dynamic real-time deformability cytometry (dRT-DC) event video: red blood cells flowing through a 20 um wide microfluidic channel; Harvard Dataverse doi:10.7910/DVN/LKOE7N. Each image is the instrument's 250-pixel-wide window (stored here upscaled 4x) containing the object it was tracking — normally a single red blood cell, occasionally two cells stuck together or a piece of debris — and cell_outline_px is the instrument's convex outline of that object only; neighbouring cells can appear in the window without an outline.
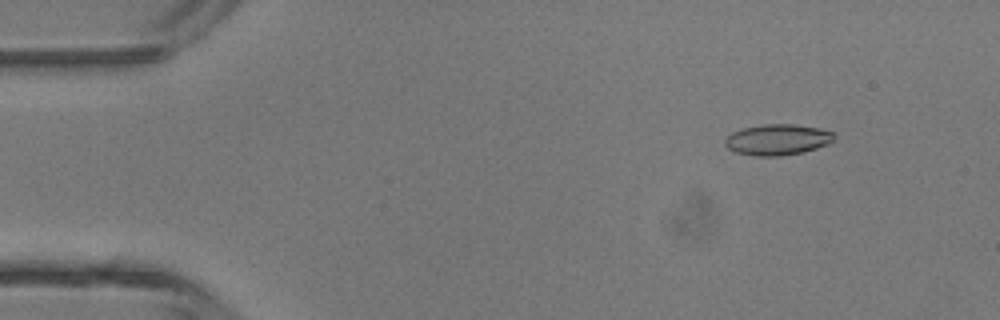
{"species": "common noctule bat (a hibernating species)", "species_latin": "Nyctalus noctula", "temperature_condition": "room temperature", "stored_images_in_passage": 42, "camera_frame_rate_fps": 3000, "um_per_image_px": 0.085, "animal": {"sex": "male", "body_mass_g": 13.3}, "frame": {"image": 1, "passage_image": 2, "time_ms": 0.333, "image_size_px": [1000, 320], "cell_outline_px": [[836, 136], [828, 144], [804, 152], [780, 156], [756, 156], [736, 152], [728, 148], [724, 144], [724, 140], [732, 132], [740, 128], [760, 124], [796, 124], [820, 128], [836, 132]], "centroid_in_image_um": [66.1, 11.85], "position_along_channel_um": 18.9, "area_um2": 19.94}}
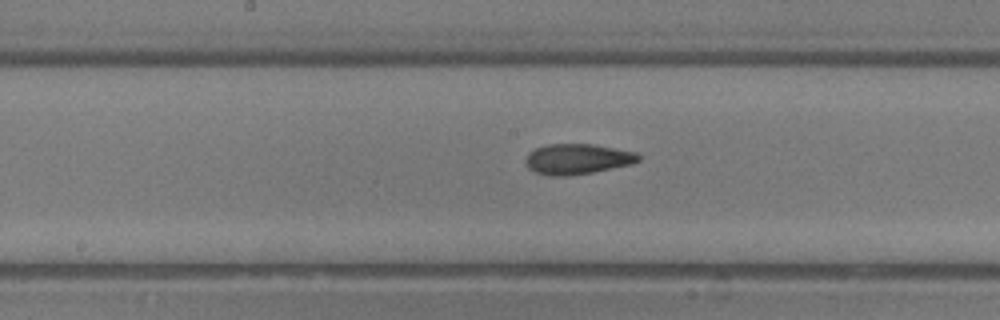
{"frame": {"image": 2, "passage_image": 20, "time_ms": 6.333, "image_size_px": [1000, 320], "cell_outline_px": [[640, 160], [632, 164], [592, 172], [568, 176], [548, 176], [536, 172], [528, 168], [524, 160], [528, 152], [536, 148], [548, 144], [592, 144], [636, 152], [640, 156]], "centroid_in_image_um": [49.05, 13.52], "position_along_channel_um": 199.2, "area_um2": 20.06}}
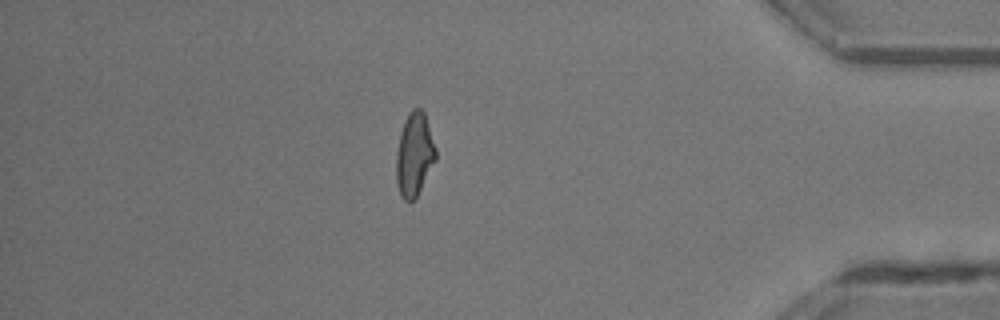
{"frame": {"image": 3, "passage_image": 36, "time_ms": 11.667, "image_size_px": [1000, 320], "cell_outline_px": [[436, 160], [416, 196], [408, 204], [400, 196], [396, 180], [396, 152], [400, 132], [404, 120], [408, 112], [412, 108], [420, 108], [424, 112], [436, 148]], "centroid_in_image_um": [35.2, 13.12], "position_along_channel_um": 400.0, "area_um2": 19.31}, "authors_computed_cell_mechanics": {"area_um2": 19.5364, "velocity_mm_per_s": 4.5485, "shape_relaxation_time_tau1_ms": 7.8692, "shape_relaxation_time_tau2_ms": 2.3072, "deformation_change_tau1": 0.2213, "deformation_change_tau2": 0.0998}}